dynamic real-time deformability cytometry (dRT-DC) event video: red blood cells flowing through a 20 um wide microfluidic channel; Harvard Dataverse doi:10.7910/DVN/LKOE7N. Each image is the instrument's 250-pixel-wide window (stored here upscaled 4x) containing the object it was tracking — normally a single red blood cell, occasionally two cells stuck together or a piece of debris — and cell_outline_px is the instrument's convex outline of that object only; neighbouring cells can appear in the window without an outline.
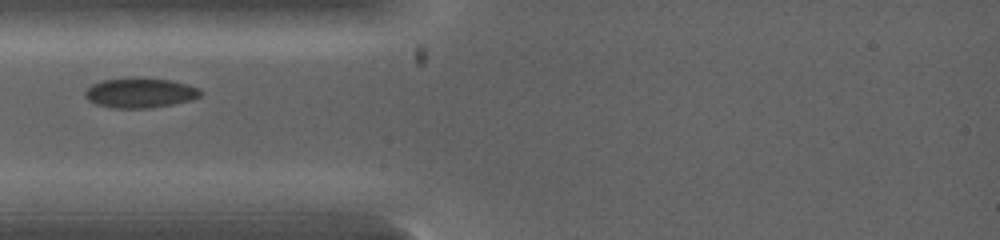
{"species": "common noctule bat (a hibernating species)", "species_latin": "Nyctalus noctula", "temperature_condition": "warm", "stored_images_in_passage": 2, "camera_frame_rate_fps": 5000, "um_per_image_px": 0.085, "animal": {"sex": "female", "body_mass_g": 19.0, "forearm_length_mm": 53.3}, "frame": {"image": 1, "passage_image": 1, "time_ms": 0.0, "image_size_px": [1000, 240], "cell_outline_px": [[204, 92], [200, 96], [192, 100], [172, 104], [148, 108], [112, 108], [96, 104], [88, 100], [84, 96], [84, 92], [92, 84], [100, 80], [136, 76], [144, 76], [172, 80], [188, 84], [200, 88]], "centroid_in_image_um": [11.92, 7.86], "position_along_channel_um": 73.1, "area_um2": 20.75}}
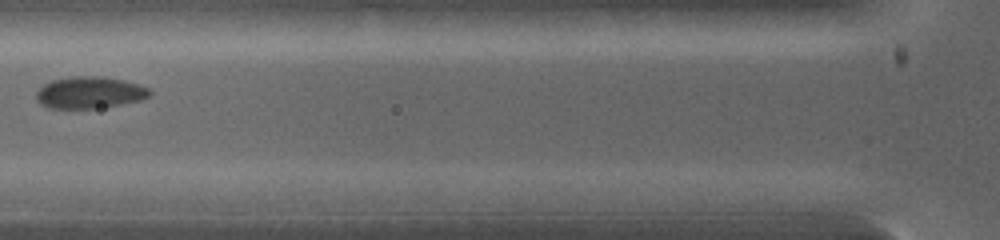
{"frame": {"image": 2, "passage_image": 2, "time_ms": 0.8, "image_size_px": [1000, 240], "cell_outline_px": [[152, 92], [148, 96], [140, 100], [120, 104], [92, 108], [48, 108], [40, 104], [36, 100], [36, 92], [44, 84], [52, 80], [72, 76], [96, 76], [124, 80], [148, 88]], "centroid_in_image_um": [7.57, 7.86], "position_along_channel_um": 118.2, "area_um2": 20.75}}